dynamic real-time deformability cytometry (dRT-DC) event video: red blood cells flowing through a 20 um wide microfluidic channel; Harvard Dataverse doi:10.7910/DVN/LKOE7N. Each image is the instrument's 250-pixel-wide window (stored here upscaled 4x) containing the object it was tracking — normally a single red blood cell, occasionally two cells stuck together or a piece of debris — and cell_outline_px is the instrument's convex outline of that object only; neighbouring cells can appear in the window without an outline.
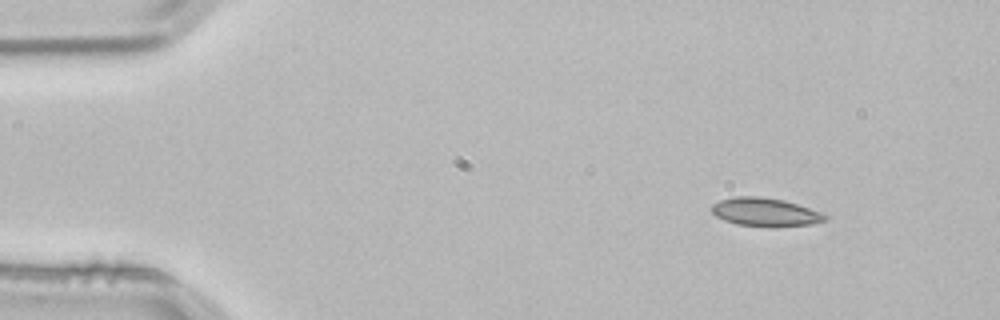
{"species": "common noctule bat (a hibernating species)", "species_latin": "Nyctalus noctula", "temperature_condition": "room temperature", "stored_images_in_passage": 3, "camera_frame_rate_fps": 3000, "um_per_image_px": 0.085, "animal": {"sex": "male", "body_mass_g": 21.5, "forearm_length_mm": 52.0}, "frame": {"image": 1, "passage_image": 1, "time_ms": 0.0, "image_size_px": [1000, 320], "cell_outline_px": [[828, 220], [808, 224], [776, 228], [768, 228], [736, 224], [724, 220], [716, 216], [708, 208], [712, 204], [720, 200], [736, 196], [760, 196], [784, 200], [820, 212], [828, 216]], "centroid_in_image_um": [65.0, 18.04], "position_along_channel_um": 20.0, "area_um2": 19.07}}